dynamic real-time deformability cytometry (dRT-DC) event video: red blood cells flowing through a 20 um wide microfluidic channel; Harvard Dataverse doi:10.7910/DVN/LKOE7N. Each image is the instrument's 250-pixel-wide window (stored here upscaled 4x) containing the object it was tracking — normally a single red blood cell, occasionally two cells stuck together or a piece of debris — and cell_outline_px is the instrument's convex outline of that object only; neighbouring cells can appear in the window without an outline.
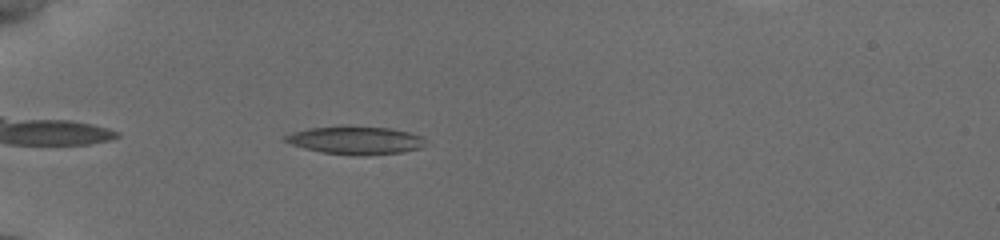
{"species": "common noctule bat (a hibernating species)", "species_latin": "Nyctalus noctula", "temperature_condition": "cold", "stored_images_in_passage": 34, "camera_frame_rate_fps": 3000, "um_per_image_px": 0.085, "animal": {"sex": "female", "body_mass_g": 19.5, "forearm_length_mm": 54.1}, "frame": {"image": 1, "passage_image": 3, "time_ms": 0.667, "image_size_px": [1000, 240], "cell_outline_px": [[424, 144], [420, 148], [404, 152], [324, 152], [304, 148], [292, 144], [284, 140], [284, 136], [292, 132], [308, 128], [344, 124], [388, 128], [408, 132], [420, 136], [424, 140]], "centroid_in_image_um": [30.16, 11.84], "position_along_channel_um": 54.8, "area_um2": 21.96}}
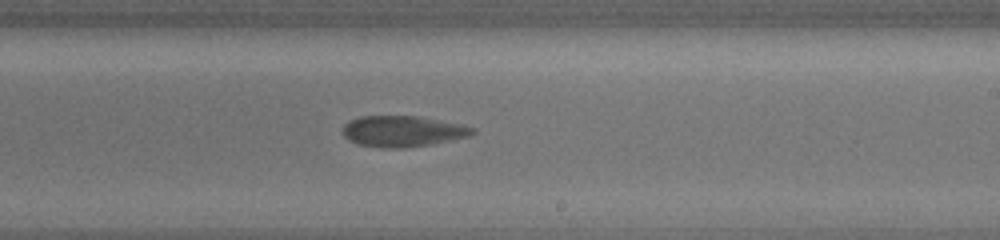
{"frame": {"image": 2, "passage_image": 19, "time_ms": 6.667, "image_size_px": [1000, 240], "cell_outline_px": [[476, 132], [472, 136], [432, 144], [404, 148], [384, 148], [356, 144], [348, 140], [344, 136], [340, 128], [348, 120], [360, 116], [420, 116], [464, 124], [476, 128]], "centroid_in_image_um": [34.24, 11.15], "position_along_channel_um": 254.8, "area_um2": 24.04}}
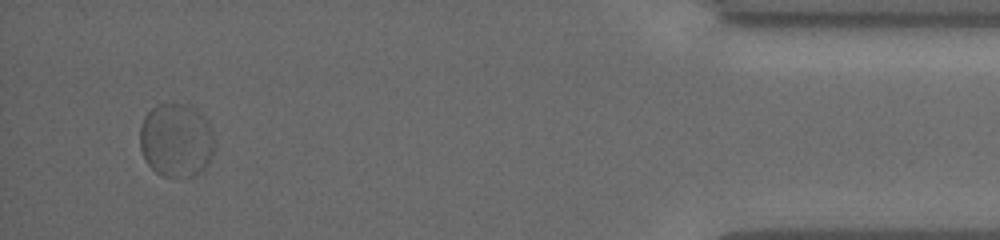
{"frame": {"image": 3, "passage_image": 34, "time_ms": 12.667, "image_size_px": [1000, 240], "cell_outline_px": [[216, 140], [208, 164], [200, 172], [192, 176], [164, 176], [156, 172], [148, 164], [140, 148], [140, 124], [144, 116], [156, 104], [192, 104], [208, 120], [212, 128]], "centroid_in_image_um": [15.0, 11.88], "position_along_channel_um": 420.2, "area_um2": 32.48}, "authors_computed_cell_mechanics": {"area_um2": 23.7558, "velocity_mm_per_s": 3.7111, "shape_relaxation_time_tau1_ms": 2.6254, "shape_relaxation_time_tau2_ms": null, "deformation_change_tau1": 0.0851, "deformation_change_tau2": null}}